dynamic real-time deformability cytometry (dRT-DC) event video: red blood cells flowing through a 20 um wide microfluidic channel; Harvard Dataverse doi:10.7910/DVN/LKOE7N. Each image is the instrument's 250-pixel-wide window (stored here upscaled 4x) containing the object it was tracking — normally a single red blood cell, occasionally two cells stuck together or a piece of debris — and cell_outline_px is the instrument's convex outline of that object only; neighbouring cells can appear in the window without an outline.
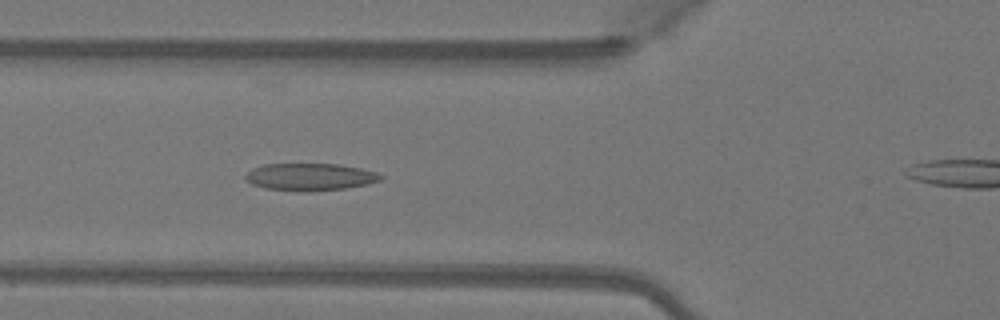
{"species": "Egyptian fruit bat (a non-hibernating species)", "species_latin": "Rousettus aegyptiacus", "temperature_condition": "warm", "stored_images_in_passage": 42, "camera_frame_rate_fps": 3000, "um_per_image_px": 0.085, "animal": {"sex": "female"}, "frame": {"image": 1, "passage_image": 17, "time_ms": 5.333, "image_size_px": [1000, 320], "cell_outline_px": [[384, 180], [348, 188], [300, 192], [264, 188], [252, 184], [244, 180], [244, 176], [252, 168], [264, 164], [336, 164], [360, 168], [376, 172], [384, 176]], "centroid_in_image_um": [26.34, 15.04], "position_along_channel_um": 99.5, "area_um2": 21.68}}
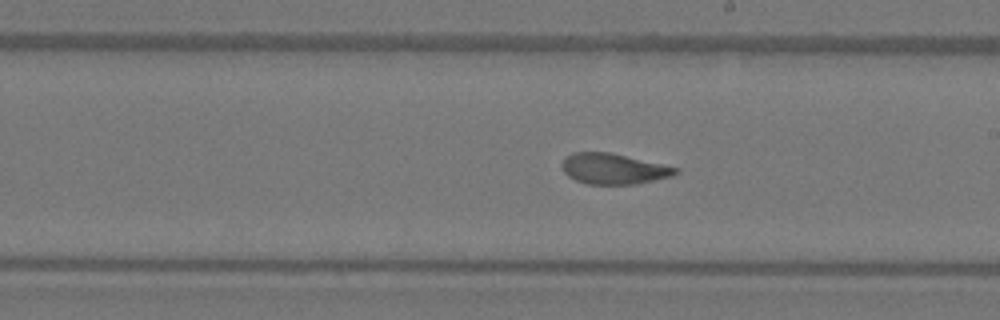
{"frame": {"image": 2, "passage_image": 27, "time_ms": 8.667, "image_size_px": [1000, 320], "cell_outline_px": [[680, 172], [672, 176], [636, 184], [588, 184], [576, 180], [568, 176], [564, 172], [560, 164], [572, 152], [608, 152], [680, 168]], "centroid_in_image_um": [52.16, 14.35], "position_along_channel_um": 236.8, "area_um2": 20.17}}
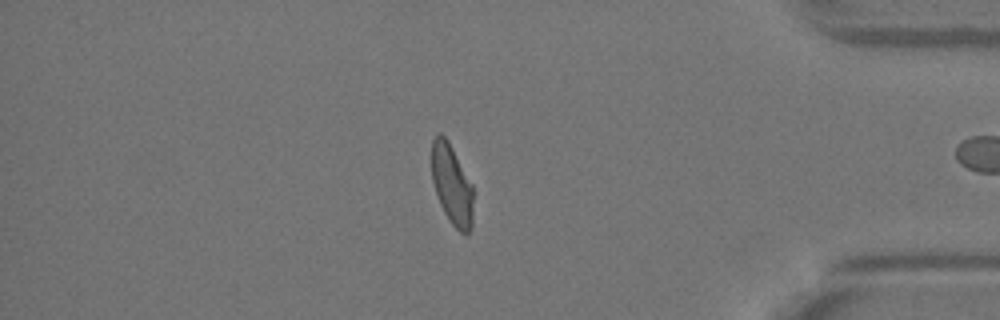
{"frame": {"image": 3, "passage_image": 41, "time_ms": 13.333, "image_size_px": [1000, 320], "cell_outline_px": [[472, 228], [468, 236], [460, 232], [448, 220], [440, 204], [432, 180], [432, 140], [436, 132], [440, 132], [448, 140], [472, 184]], "centroid_in_image_um": [38.4, 15.7], "position_along_channel_um": 396.8, "area_um2": 19.48}, "authors_computed_cell_mechanics": {"area_um2": 21.4438, "velocity_mm_per_s": 4.1133, "shape_relaxation_time_tau1_ms": 6.0993, "shape_relaxation_time_tau2_ms": 1.0883, "deformation_change_tau1": 0.1846, "deformation_change_tau2": 0.0748}}